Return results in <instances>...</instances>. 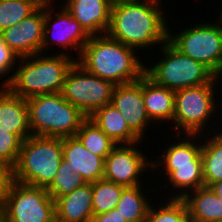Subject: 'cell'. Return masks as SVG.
<instances>
[{"label": "cell", "mask_w": 222, "mask_h": 222, "mask_svg": "<svg viewBox=\"0 0 222 222\" xmlns=\"http://www.w3.org/2000/svg\"><path fill=\"white\" fill-rule=\"evenodd\" d=\"M160 0H125L112 3L107 35L126 46L151 50L168 40L166 15Z\"/></svg>", "instance_id": "6da1fadb"}, {"label": "cell", "mask_w": 222, "mask_h": 222, "mask_svg": "<svg viewBox=\"0 0 222 222\" xmlns=\"http://www.w3.org/2000/svg\"><path fill=\"white\" fill-rule=\"evenodd\" d=\"M136 51L107 34L96 35L89 38L76 61L88 72L115 85L127 84L145 74L146 65Z\"/></svg>", "instance_id": "7a4b0ae2"}, {"label": "cell", "mask_w": 222, "mask_h": 222, "mask_svg": "<svg viewBox=\"0 0 222 222\" xmlns=\"http://www.w3.org/2000/svg\"><path fill=\"white\" fill-rule=\"evenodd\" d=\"M67 52L54 55L38 53L19 58L14 74L9 75L1 88H8L13 94L26 100L50 93L62 92L64 79L76 59Z\"/></svg>", "instance_id": "3957f363"}, {"label": "cell", "mask_w": 222, "mask_h": 222, "mask_svg": "<svg viewBox=\"0 0 222 222\" xmlns=\"http://www.w3.org/2000/svg\"><path fill=\"white\" fill-rule=\"evenodd\" d=\"M63 159L62 138L29 136L22 141L15 166L14 181L47 188Z\"/></svg>", "instance_id": "277c9868"}, {"label": "cell", "mask_w": 222, "mask_h": 222, "mask_svg": "<svg viewBox=\"0 0 222 222\" xmlns=\"http://www.w3.org/2000/svg\"><path fill=\"white\" fill-rule=\"evenodd\" d=\"M29 126L33 136L66 138L75 136L87 118L66 101L61 92L27 99Z\"/></svg>", "instance_id": "5b68a950"}, {"label": "cell", "mask_w": 222, "mask_h": 222, "mask_svg": "<svg viewBox=\"0 0 222 222\" xmlns=\"http://www.w3.org/2000/svg\"><path fill=\"white\" fill-rule=\"evenodd\" d=\"M164 55L155 65L145 66V74L156 84L177 91L211 83L217 76L204 64L176 49L168 40L159 47Z\"/></svg>", "instance_id": "8992f818"}, {"label": "cell", "mask_w": 222, "mask_h": 222, "mask_svg": "<svg viewBox=\"0 0 222 222\" xmlns=\"http://www.w3.org/2000/svg\"><path fill=\"white\" fill-rule=\"evenodd\" d=\"M219 78L222 79L216 77L211 83L175 91V112L172 121L175 134L202 135L205 126L209 127L208 121L219 109V103L214 97L218 86L216 81L218 82Z\"/></svg>", "instance_id": "52a82bcc"}, {"label": "cell", "mask_w": 222, "mask_h": 222, "mask_svg": "<svg viewBox=\"0 0 222 222\" xmlns=\"http://www.w3.org/2000/svg\"><path fill=\"white\" fill-rule=\"evenodd\" d=\"M217 21H214L215 24L205 22L192 25L174 34L170 33L171 30L168 28V41L181 53L204 64L220 77L222 76L221 14Z\"/></svg>", "instance_id": "ba28073f"}, {"label": "cell", "mask_w": 222, "mask_h": 222, "mask_svg": "<svg viewBox=\"0 0 222 222\" xmlns=\"http://www.w3.org/2000/svg\"><path fill=\"white\" fill-rule=\"evenodd\" d=\"M115 84L88 72L77 61L68 70L62 90L66 101L90 117L97 109L111 103Z\"/></svg>", "instance_id": "9c48e42d"}, {"label": "cell", "mask_w": 222, "mask_h": 222, "mask_svg": "<svg viewBox=\"0 0 222 222\" xmlns=\"http://www.w3.org/2000/svg\"><path fill=\"white\" fill-rule=\"evenodd\" d=\"M1 214L4 222H51L55 201L46 188L14 181Z\"/></svg>", "instance_id": "30bf717a"}, {"label": "cell", "mask_w": 222, "mask_h": 222, "mask_svg": "<svg viewBox=\"0 0 222 222\" xmlns=\"http://www.w3.org/2000/svg\"><path fill=\"white\" fill-rule=\"evenodd\" d=\"M52 1L47 0L44 2V32L41 53H44V49L48 52L47 48H50L49 46H52V43H57L56 45L65 50L70 47L75 51L77 49L76 52L80 57L85 44L91 36L63 5H61V10L56 12ZM51 21H53V24Z\"/></svg>", "instance_id": "8fae6325"}, {"label": "cell", "mask_w": 222, "mask_h": 222, "mask_svg": "<svg viewBox=\"0 0 222 222\" xmlns=\"http://www.w3.org/2000/svg\"><path fill=\"white\" fill-rule=\"evenodd\" d=\"M140 142L118 144L105 158L103 178L124 187L142 185L140 176L152 169V159L138 149ZM148 167V168H147Z\"/></svg>", "instance_id": "7c38bea8"}, {"label": "cell", "mask_w": 222, "mask_h": 222, "mask_svg": "<svg viewBox=\"0 0 222 222\" xmlns=\"http://www.w3.org/2000/svg\"><path fill=\"white\" fill-rule=\"evenodd\" d=\"M111 104L119 110L129 128L143 142L148 125H152L143 99V76L138 81L116 85Z\"/></svg>", "instance_id": "4fadbf2b"}, {"label": "cell", "mask_w": 222, "mask_h": 222, "mask_svg": "<svg viewBox=\"0 0 222 222\" xmlns=\"http://www.w3.org/2000/svg\"><path fill=\"white\" fill-rule=\"evenodd\" d=\"M44 32V3L20 23L2 31L4 42L19 56L41 53Z\"/></svg>", "instance_id": "5bb4252c"}, {"label": "cell", "mask_w": 222, "mask_h": 222, "mask_svg": "<svg viewBox=\"0 0 222 222\" xmlns=\"http://www.w3.org/2000/svg\"><path fill=\"white\" fill-rule=\"evenodd\" d=\"M63 6L90 36L104 35L110 26L109 0H64Z\"/></svg>", "instance_id": "9a60e30c"}, {"label": "cell", "mask_w": 222, "mask_h": 222, "mask_svg": "<svg viewBox=\"0 0 222 222\" xmlns=\"http://www.w3.org/2000/svg\"><path fill=\"white\" fill-rule=\"evenodd\" d=\"M62 153L70 170L82 176L86 183L103 178L105 159L86 149L76 136L62 138Z\"/></svg>", "instance_id": "2e32d148"}, {"label": "cell", "mask_w": 222, "mask_h": 222, "mask_svg": "<svg viewBox=\"0 0 222 222\" xmlns=\"http://www.w3.org/2000/svg\"><path fill=\"white\" fill-rule=\"evenodd\" d=\"M0 130L16 134L22 141L32 135L27 100L0 88Z\"/></svg>", "instance_id": "e0dca14e"}, {"label": "cell", "mask_w": 222, "mask_h": 222, "mask_svg": "<svg viewBox=\"0 0 222 222\" xmlns=\"http://www.w3.org/2000/svg\"><path fill=\"white\" fill-rule=\"evenodd\" d=\"M55 201V218L62 222H91L92 183H85Z\"/></svg>", "instance_id": "ac0fdd59"}, {"label": "cell", "mask_w": 222, "mask_h": 222, "mask_svg": "<svg viewBox=\"0 0 222 222\" xmlns=\"http://www.w3.org/2000/svg\"><path fill=\"white\" fill-rule=\"evenodd\" d=\"M159 166L163 167L167 175L168 185L173 189L174 195L169 198L183 199L189 192L195 191L205 186L203 180V163L201 154H199L190 164L183 165H152V169L157 170ZM177 189V190H176ZM180 190V191H179ZM176 191L178 193L176 194Z\"/></svg>", "instance_id": "d6986e66"}, {"label": "cell", "mask_w": 222, "mask_h": 222, "mask_svg": "<svg viewBox=\"0 0 222 222\" xmlns=\"http://www.w3.org/2000/svg\"><path fill=\"white\" fill-rule=\"evenodd\" d=\"M143 99L147 115L150 121H152V124L154 121L157 123L173 121L175 112V91L156 84L144 74Z\"/></svg>", "instance_id": "ffe728a7"}, {"label": "cell", "mask_w": 222, "mask_h": 222, "mask_svg": "<svg viewBox=\"0 0 222 222\" xmlns=\"http://www.w3.org/2000/svg\"><path fill=\"white\" fill-rule=\"evenodd\" d=\"M89 118L117 145L142 141L129 128L125 118L111 103L97 109Z\"/></svg>", "instance_id": "44dd1931"}, {"label": "cell", "mask_w": 222, "mask_h": 222, "mask_svg": "<svg viewBox=\"0 0 222 222\" xmlns=\"http://www.w3.org/2000/svg\"><path fill=\"white\" fill-rule=\"evenodd\" d=\"M185 201L190 222H222V200L210 187L203 186L189 192Z\"/></svg>", "instance_id": "7402d4cb"}, {"label": "cell", "mask_w": 222, "mask_h": 222, "mask_svg": "<svg viewBox=\"0 0 222 222\" xmlns=\"http://www.w3.org/2000/svg\"><path fill=\"white\" fill-rule=\"evenodd\" d=\"M212 128L216 131L213 130L212 134L207 133L209 137L205 134V138H202L204 134L201 135L203 141L200 154L203 163L204 185L207 187L222 180V128L219 126L218 132L214 126L210 128V131ZM214 133L215 135H213Z\"/></svg>", "instance_id": "603a6c76"}, {"label": "cell", "mask_w": 222, "mask_h": 222, "mask_svg": "<svg viewBox=\"0 0 222 222\" xmlns=\"http://www.w3.org/2000/svg\"><path fill=\"white\" fill-rule=\"evenodd\" d=\"M176 134V142L165 146L163 155L157 162L152 160V165H183L190 164L201 152L202 141H199L200 134ZM197 136V137H196ZM181 137V138H179ZM196 138V139H195ZM200 142V144L197 141ZM194 140V142H193Z\"/></svg>", "instance_id": "cb8c5ba5"}, {"label": "cell", "mask_w": 222, "mask_h": 222, "mask_svg": "<svg viewBox=\"0 0 222 222\" xmlns=\"http://www.w3.org/2000/svg\"><path fill=\"white\" fill-rule=\"evenodd\" d=\"M143 189L142 185H139L136 187H126L122 191L116 208L119 210V213L125 217L127 222L145 221L151 206V201L144 195Z\"/></svg>", "instance_id": "d4e9b609"}, {"label": "cell", "mask_w": 222, "mask_h": 222, "mask_svg": "<svg viewBox=\"0 0 222 222\" xmlns=\"http://www.w3.org/2000/svg\"><path fill=\"white\" fill-rule=\"evenodd\" d=\"M75 136L86 149L104 159L117 145L89 117L82 122Z\"/></svg>", "instance_id": "484cf974"}, {"label": "cell", "mask_w": 222, "mask_h": 222, "mask_svg": "<svg viewBox=\"0 0 222 222\" xmlns=\"http://www.w3.org/2000/svg\"><path fill=\"white\" fill-rule=\"evenodd\" d=\"M47 0H0V33L14 26Z\"/></svg>", "instance_id": "4316f807"}, {"label": "cell", "mask_w": 222, "mask_h": 222, "mask_svg": "<svg viewBox=\"0 0 222 222\" xmlns=\"http://www.w3.org/2000/svg\"><path fill=\"white\" fill-rule=\"evenodd\" d=\"M125 188L104 178L92 183V208L94 215L116 208Z\"/></svg>", "instance_id": "83f0119b"}, {"label": "cell", "mask_w": 222, "mask_h": 222, "mask_svg": "<svg viewBox=\"0 0 222 222\" xmlns=\"http://www.w3.org/2000/svg\"><path fill=\"white\" fill-rule=\"evenodd\" d=\"M169 201V202H168ZM152 204L144 222H190L188 208L183 199L168 198L160 207Z\"/></svg>", "instance_id": "f1b7e54d"}, {"label": "cell", "mask_w": 222, "mask_h": 222, "mask_svg": "<svg viewBox=\"0 0 222 222\" xmlns=\"http://www.w3.org/2000/svg\"><path fill=\"white\" fill-rule=\"evenodd\" d=\"M85 183L86 181L82 176L70 170L69 162L62 159L53 181L46 190L53 200H55L71 193Z\"/></svg>", "instance_id": "f546056e"}, {"label": "cell", "mask_w": 222, "mask_h": 222, "mask_svg": "<svg viewBox=\"0 0 222 222\" xmlns=\"http://www.w3.org/2000/svg\"><path fill=\"white\" fill-rule=\"evenodd\" d=\"M21 144L22 140L16 134L0 130V163L14 167L19 156Z\"/></svg>", "instance_id": "4dcf8cb0"}, {"label": "cell", "mask_w": 222, "mask_h": 222, "mask_svg": "<svg viewBox=\"0 0 222 222\" xmlns=\"http://www.w3.org/2000/svg\"><path fill=\"white\" fill-rule=\"evenodd\" d=\"M19 60V56L15 54L4 42L2 33H0V79L7 77L12 72Z\"/></svg>", "instance_id": "1f68e13d"}, {"label": "cell", "mask_w": 222, "mask_h": 222, "mask_svg": "<svg viewBox=\"0 0 222 222\" xmlns=\"http://www.w3.org/2000/svg\"><path fill=\"white\" fill-rule=\"evenodd\" d=\"M14 182V171L11 165L0 163V213H2L11 185Z\"/></svg>", "instance_id": "d6a6232c"}, {"label": "cell", "mask_w": 222, "mask_h": 222, "mask_svg": "<svg viewBox=\"0 0 222 222\" xmlns=\"http://www.w3.org/2000/svg\"><path fill=\"white\" fill-rule=\"evenodd\" d=\"M91 222H127L117 208L98 215H93Z\"/></svg>", "instance_id": "836d02e7"}, {"label": "cell", "mask_w": 222, "mask_h": 222, "mask_svg": "<svg viewBox=\"0 0 222 222\" xmlns=\"http://www.w3.org/2000/svg\"><path fill=\"white\" fill-rule=\"evenodd\" d=\"M219 199L222 200V180L214 182L209 186Z\"/></svg>", "instance_id": "e575fe53"}, {"label": "cell", "mask_w": 222, "mask_h": 222, "mask_svg": "<svg viewBox=\"0 0 222 222\" xmlns=\"http://www.w3.org/2000/svg\"><path fill=\"white\" fill-rule=\"evenodd\" d=\"M111 3H116V2H119V1H125V0H109Z\"/></svg>", "instance_id": "d590c367"}, {"label": "cell", "mask_w": 222, "mask_h": 222, "mask_svg": "<svg viewBox=\"0 0 222 222\" xmlns=\"http://www.w3.org/2000/svg\"><path fill=\"white\" fill-rule=\"evenodd\" d=\"M51 222H62V221H60V220L54 218Z\"/></svg>", "instance_id": "8d00e7d4"}, {"label": "cell", "mask_w": 222, "mask_h": 222, "mask_svg": "<svg viewBox=\"0 0 222 222\" xmlns=\"http://www.w3.org/2000/svg\"><path fill=\"white\" fill-rule=\"evenodd\" d=\"M0 222H4V220H3V216H2L1 213H0Z\"/></svg>", "instance_id": "74e56055"}]
</instances>
